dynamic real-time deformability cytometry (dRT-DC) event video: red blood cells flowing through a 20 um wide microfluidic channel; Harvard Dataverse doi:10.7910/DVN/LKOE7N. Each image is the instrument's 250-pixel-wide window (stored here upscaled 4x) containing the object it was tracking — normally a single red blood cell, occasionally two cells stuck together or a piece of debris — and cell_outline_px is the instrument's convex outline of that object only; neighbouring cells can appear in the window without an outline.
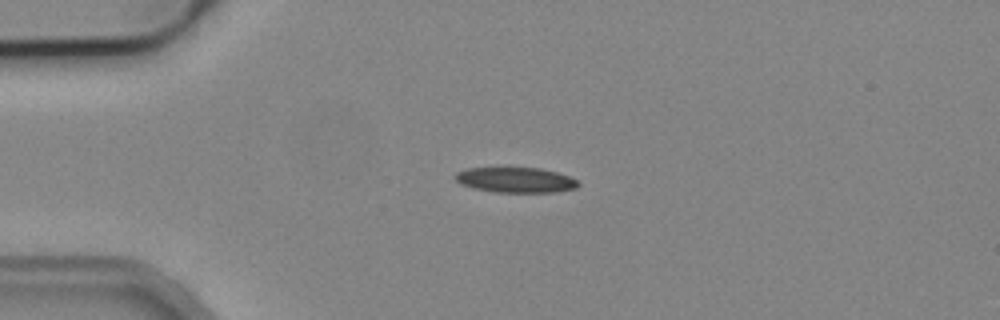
{"species": "common noctule bat (a hibernating species)", "species_latin": "Nyctalus noctula", "temperature_condition": "cold", "stored_images_in_passage": 4, "camera_frame_rate_fps": 3000, "um_per_image_px": 0.085, "animal": {"sex": "male", "body_mass_g": 19.2, "forearm_length_mm": 51.8}, "frame": {"image": 1, "passage_image": 3, "time_ms": 2.333, "image_size_px": [1000, 320], "cell_outline_px": [[580, 184], [576, 188], [556, 192], [496, 192], [476, 188], [460, 184], [452, 176], [456, 172], [468, 168], [540, 168], [556, 172], [568, 176], [576, 180]], "centroid_in_image_um": [43.81, 15.29], "position_along_channel_um": 41.2, "area_um2": 17.98}}